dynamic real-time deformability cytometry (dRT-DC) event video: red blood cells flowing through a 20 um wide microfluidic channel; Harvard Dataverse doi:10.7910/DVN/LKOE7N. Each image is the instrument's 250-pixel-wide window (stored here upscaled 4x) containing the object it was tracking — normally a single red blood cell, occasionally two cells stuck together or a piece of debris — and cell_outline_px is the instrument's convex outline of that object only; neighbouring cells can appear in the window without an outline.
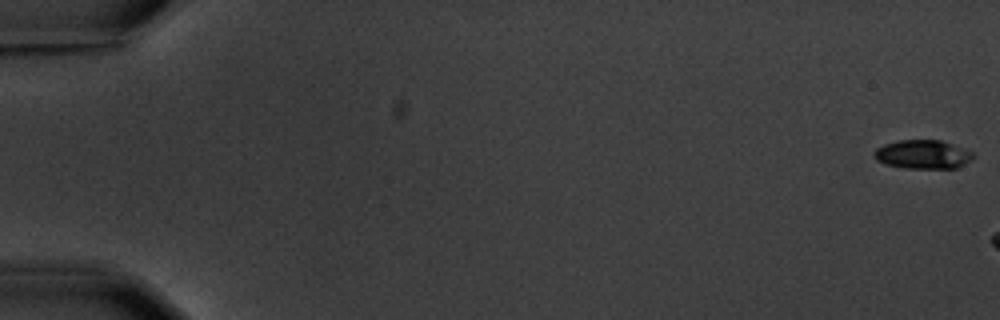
{"species": "common noctule bat (a hibernating species)", "species_latin": "Nyctalus noctula", "temperature_condition": "warm", "stored_images_in_passage": 3, "camera_frame_rate_fps": 3000, "um_per_image_px": 0.085, "animal": {"sex": "male", "body_mass_g": 20.1, "forearm_length_mm": 53.5}, "frame": {"image": 1, "passage_image": 1, "time_ms": 0.0, "image_size_px": [1000, 320], "cell_outline_px": [[976, 156], [964, 164], [956, 168], [904, 168], [884, 164], [876, 160], [872, 156], [872, 152], [876, 148], [884, 144], [896, 140], [940, 140], [952, 144], [972, 152]], "centroid_in_image_um": [78.38, 13.12], "position_along_channel_um": 6.6, "area_um2": 16.76}}